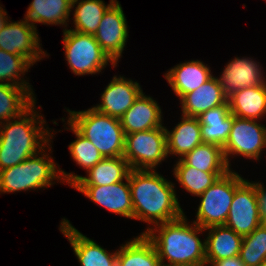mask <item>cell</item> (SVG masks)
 <instances>
[{
    "label": "cell",
    "instance_id": "obj_32",
    "mask_svg": "<svg viewBox=\"0 0 266 266\" xmlns=\"http://www.w3.org/2000/svg\"><path fill=\"white\" fill-rule=\"evenodd\" d=\"M65 129L72 131L76 139L68 145L69 153L75 163L86 170L93 168L104 157L99 150L83 135H81L68 121Z\"/></svg>",
    "mask_w": 266,
    "mask_h": 266
},
{
    "label": "cell",
    "instance_id": "obj_11",
    "mask_svg": "<svg viewBox=\"0 0 266 266\" xmlns=\"http://www.w3.org/2000/svg\"><path fill=\"white\" fill-rule=\"evenodd\" d=\"M263 223L256 187L250 180L246 179L235 190L229 215L224 225L237 234L246 236Z\"/></svg>",
    "mask_w": 266,
    "mask_h": 266
},
{
    "label": "cell",
    "instance_id": "obj_26",
    "mask_svg": "<svg viewBox=\"0 0 266 266\" xmlns=\"http://www.w3.org/2000/svg\"><path fill=\"white\" fill-rule=\"evenodd\" d=\"M117 266H162L155 247L144 234L120 245Z\"/></svg>",
    "mask_w": 266,
    "mask_h": 266
},
{
    "label": "cell",
    "instance_id": "obj_3",
    "mask_svg": "<svg viewBox=\"0 0 266 266\" xmlns=\"http://www.w3.org/2000/svg\"><path fill=\"white\" fill-rule=\"evenodd\" d=\"M37 108L35 102L21 116L0 124V170L20 164L54 139L56 131Z\"/></svg>",
    "mask_w": 266,
    "mask_h": 266
},
{
    "label": "cell",
    "instance_id": "obj_22",
    "mask_svg": "<svg viewBox=\"0 0 266 266\" xmlns=\"http://www.w3.org/2000/svg\"><path fill=\"white\" fill-rule=\"evenodd\" d=\"M203 143L215 144L223 148L228 140L234 115L229 102L209 109L198 116Z\"/></svg>",
    "mask_w": 266,
    "mask_h": 266
},
{
    "label": "cell",
    "instance_id": "obj_33",
    "mask_svg": "<svg viewBox=\"0 0 266 266\" xmlns=\"http://www.w3.org/2000/svg\"><path fill=\"white\" fill-rule=\"evenodd\" d=\"M240 258L246 266H259L266 261V224L243 236Z\"/></svg>",
    "mask_w": 266,
    "mask_h": 266
},
{
    "label": "cell",
    "instance_id": "obj_12",
    "mask_svg": "<svg viewBox=\"0 0 266 266\" xmlns=\"http://www.w3.org/2000/svg\"><path fill=\"white\" fill-rule=\"evenodd\" d=\"M127 24L123 8L116 0L104 13L94 34L100 47L116 65L122 58L129 37Z\"/></svg>",
    "mask_w": 266,
    "mask_h": 266
},
{
    "label": "cell",
    "instance_id": "obj_21",
    "mask_svg": "<svg viewBox=\"0 0 266 266\" xmlns=\"http://www.w3.org/2000/svg\"><path fill=\"white\" fill-rule=\"evenodd\" d=\"M180 119L172 130L165 127L168 157L175 156L177 160L203 143L198 117L181 114Z\"/></svg>",
    "mask_w": 266,
    "mask_h": 266
},
{
    "label": "cell",
    "instance_id": "obj_27",
    "mask_svg": "<svg viewBox=\"0 0 266 266\" xmlns=\"http://www.w3.org/2000/svg\"><path fill=\"white\" fill-rule=\"evenodd\" d=\"M116 0H109V4H105L103 0H72V24L73 29L70 30L82 34L94 35L99 27L100 21L107 9ZM76 4V5H75Z\"/></svg>",
    "mask_w": 266,
    "mask_h": 266
},
{
    "label": "cell",
    "instance_id": "obj_23",
    "mask_svg": "<svg viewBox=\"0 0 266 266\" xmlns=\"http://www.w3.org/2000/svg\"><path fill=\"white\" fill-rule=\"evenodd\" d=\"M72 8V0H32L28 5L24 18L37 29L42 25L63 26L67 29ZM68 23V24H67ZM66 27V28H65Z\"/></svg>",
    "mask_w": 266,
    "mask_h": 266
},
{
    "label": "cell",
    "instance_id": "obj_14",
    "mask_svg": "<svg viewBox=\"0 0 266 266\" xmlns=\"http://www.w3.org/2000/svg\"><path fill=\"white\" fill-rule=\"evenodd\" d=\"M143 92L136 80L114 75L101 93L100 103L92 108L102 114L120 119Z\"/></svg>",
    "mask_w": 266,
    "mask_h": 266
},
{
    "label": "cell",
    "instance_id": "obj_15",
    "mask_svg": "<svg viewBox=\"0 0 266 266\" xmlns=\"http://www.w3.org/2000/svg\"><path fill=\"white\" fill-rule=\"evenodd\" d=\"M262 65L254 58L235 57L223 68L218 78L227 98L240 89L260 86L266 82Z\"/></svg>",
    "mask_w": 266,
    "mask_h": 266
},
{
    "label": "cell",
    "instance_id": "obj_9",
    "mask_svg": "<svg viewBox=\"0 0 266 266\" xmlns=\"http://www.w3.org/2000/svg\"><path fill=\"white\" fill-rule=\"evenodd\" d=\"M259 122V123H258ZM266 149V126L260 121L234 116L228 140L223 147L225 159L231 168V158L243 156L259 161ZM263 151V152H262Z\"/></svg>",
    "mask_w": 266,
    "mask_h": 266
},
{
    "label": "cell",
    "instance_id": "obj_5",
    "mask_svg": "<svg viewBox=\"0 0 266 266\" xmlns=\"http://www.w3.org/2000/svg\"><path fill=\"white\" fill-rule=\"evenodd\" d=\"M67 121L87 138L104 158L123 156L125 133L120 119L102 114L92 107L87 110H65Z\"/></svg>",
    "mask_w": 266,
    "mask_h": 266
},
{
    "label": "cell",
    "instance_id": "obj_35",
    "mask_svg": "<svg viewBox=\"0 0 266 266\" xmlns=\"http://www.w3.org/2000/svg\"><path fill=\"white\" fill-rule=\"evenodd\" d=\"M206 266H246L239 255L214 262H206Z\"/></svg>",
    "mask_w": 266,
    "mask_h": 266
},
{
    "label": "cell",
    "instance_id": "obj_34",
    "mask_svg": "<svg viewBox=\"0 0 266 266\" xmlns=\"http://www.w3.org/2000/svg\"><path fill=\"white\" fill-rule=\"evenodd\" d=\"M255 187L256 192L258 195V205H259V211L261 214V217L264 220V223L266 224V188L264 187V183L260 181H251Z\"/></svg>",
    "mask_w": 266,
    "mask_h": 266
},
{
    "label": "cell",
    "instance_id": "obj_10",
    "mask_svg": "<svg viewBox=\"0 0 266 266\" xmlns=\"http://www.w3.org/2000/svg\"><path fill=\"white\" fill-rule=\"evenodd\" d=\"M38 30L25 18L19 21L10 19L0 31V49L14 55H22L33 65L43 58H49L43 50Z\"/></svg>",
    "mask_w": 266,
    "mask_h": 266
},
{
    "label": "cell",
    "instance_id": "obj_31",
    "mask_svg": "<svg viewBox=\"0 0 266 266\" xmlns=\"http://www.w3.org/2000/svg\"><path fill=\"white\" fill-rule=\"evenodd\" d=\"M173 174L175 180L191 195L200 196L208 187H210L218 177L225 173H207L196 168L185 165L181 160H177L173 165Z\"/></svg>",
    "mask_w": 266,
    "mask_h": 266
},
{
    "label": "cell",
    "instance_id": "obj_28",
    "mask_svg": "<svg viewBox=\"0 0 266 266\" xmlns=\"http://www.w3.org/2000/svg\"><path fill=\"white\" fill-rule=\"evenodd\" d=\"M180 160L207 173H227L233 169L225 159L223 148L215 144L202 143Z\"/></svg>",
    "mask_w": 266,
    "mask_h": 266
},
{
    "label": "cell",
    "instance_id": "obj_1",
    "mask_svg": "<svg viewBox=\"0 0 266 266\" xmlns=\"http://www.w3.org/2000/svg\"><path fill=\"white\" fill-rule=\"evenodd\" d=\"M133 204V220L147 223L144 234L160 223L176 220L185 213L176 186L156 170H134L128 174Z\"/></svg>",
    "mask_w": 266,
    "mask_h": 266
},
{
    "label": "cell",
    "instance_id": "obj_2",
    "mask_svg": "<svg viewBox=\"0 0 266 266\" xmlns=\"http://www.w3.org/2000/svg\"><path fill=\"white\" fill-rule=\"evenodd\" d=\"M203 232L204 228L193 221L190 224L184 214L151 227L144 235L155 247L162 265L206 266V242L199 238Z\"/></svg>",
    "mask_w": 266,
    "mask_h": 266
},
{
    "label": "cell",
    "instance_id": "obj_18",
    "mask_svg": "<svg viewBox=\"0 0 266 266\" xmlns=\"http://www.w3.org/2000/svg\"><path fill=\"white\" fill-rule=\"evenodd\" d=\"M162 113L158 102L142 92L120 118L122 129L126 135L162 127L164 126Z\"/></svg>",
    "mask_w": 266,
    "mask_h": 266
},
{
    "label": "cell",
    "instance_id": "obj_19",
    "mask_svg": "<svg viewBox=\"0 0 266 266\" xmlns=\"http://www.w3.org/2000/svg\"><path fill=\"white\" fill-rule=\"evenodd\" d=\"M211 67L201 60L180 62L166 71L165 80L180 100L185 94L198 89L212 76Z\"/></svg>",
    "mask_w": 266,
    "mask_h": 266
},
{
    "label": "cell",
    "instance_id": "obj_4",
    "mask_svg": "<svg viewBox=\"0 0 266 266\" xmlns=\"http://www.w3.org/2000/svg\"><path fill=\"white\" fill-rule=\"evenodd\" d=\"M52 142L53 139L20 164L0 170V194L35 191L52 187L57 182L63 183L61 168L50 155Z\"/></svg>",
    "mask_w": 266,
    "mask_h": 266
},
{
    "label": "cell",
    "instance_id": "obj_20",
    "mask_svg": "<svg viewBox=\"0 0 266 266\" xmlns=\"http://www.w3.org/2000/svg\"><path fill=\"white\" fill-rule=\"evenodd\" d=\"M182 115L198 117L205 111L228 102L220 82L212 76L198 89L185 94L180 100Z\"/></svg>",
    "mask_w": 266,
    "mask_h": 266
},
{
    "label": "cell",
    "instance_id": "obj_17",
    "mask_svg": "<svg viewBox=\"0 0 266 266\" xmlns=\"http://www.w3.org/2000/svg\"><path fill=\"white\" fill-rule=\"evenodd\" d=\"M131 168L123 156L103 158L93 168L89 169L86 176L65 172L60 169L63 183L72 185H98L106 186L124 181Z\"/></svg>",
    "mask_w": 266,
    "mask_h": 266
},
{
    "label": "cell",
    "instance_id": "obj_25",
    "mask_svg": "<svg viewBox=\"0 0 266 266\" xmlns=\"http://www.w3.org/2000/svg\"><path fill=\"white\" fill-rule=\"evenodd\" d=\"M231 113L239 118L262 120L266 117V82L238 90L228 98ZM265 116V117H264Z\"/></svg>",
    "mask_w": 266,
    "mask_h": 266
},
{
    "label": "cell",
    "instance_id": "obj_6",
    "mask_svg": "<svg viewBox=\"0 0 266 266\" xmlns=\"http://www.w3.org/2000/svg\"><path fill=\"white\" fill-rule=\"evenodd\" d=\"M241 174L230 170L208 187L200 196V202L193 220L202 228L224 225L231 207L235 190L245 181Z\"/></svg>",
    "mask_w": 266,
    "mask_h": 266
},
{
    "label": "cell",
    "instance_id": "obj_29",
    "mask_svg": "<svg viewBox=\"0 0 266 266\" xmlns=\"http://www.w3.org/2000/svg\"><path fill=\"white\" fill-rule=\"evenodd\" d=\"M36 101L25 88L0 83V124L21 116Z\"/></svg>",
    "mask_w": 266,
    "mask_h": 266
},
{
    "label": "cell",
    "instance_id": "obj_24",
    "mask_svg": "<svg viewBox=\"0 0 266 266\" xmlns=\"http://www.w3.org/2000/svg\"><path fill=\"white\" fill-rule=\"evenodd\" d=\"M206 262H214L240 255L243 236L225 225L205 228Z\"/></svg>",
    "mask_w": 266,
    "mask_h": 266
},
{
    "label": "cell",
    "instance_id": "obj_13",
    "mask_svg": "<svg viewBox=\"0 0 266 266\" xmlns=\"http://www.w3.org/2000/svg\"><path fill=\"white\" fill-rule=\"evenodd\" d=\"M71 187L110 213L133 219V204L128 177L124 181L106 186L72 185Z\"/></svg>",
    "mask_w": 266,
    "mask_h": 266
},
{
    "label": "cell",
    "instance_id": "obj_7",
    "mask_svg": "<svg viewBox=\"0 0 266 266\" xmlns=\"http://www.w3.org/2000/svg\"><path fill=\"white\" fill-rule=\"evenodd\" d=\"M62 42L67 66L76 76L102 73L109 64L113 68L117 66L100 47L94 35L65 29Z\"/></svg>",
    "mask_w": 266,
    "mask_h": 266
},
{
    "label": "cell",
    "instance_id": "obj_36",
    "mask_svg": "<svg viewBox=\"0 0 266 266\" xmlns=\"http://www.w3.org/2000/svg\"><path fill=\"white\" fill-rule=\"evenodd\" d=\"M2 7V4H0V31L4 28L5 24L10 19L8 17L7 11L4 9V7Z\"/></svg>",
    "mask_w": 266,
    "mask_h": 266
},
{
    "label": "cell",
    "instance_id": "obj_30",
    "mask_svg": "<svg viewBox=\"0 0 266 266\" xmlns=\"http://www.w3.org/2000/svg\"><path fill=\"white\" fill-rule=\"evenodd\" d=\"M31 66L33 64L22 55H14L0 49V83L23 87L36 99L28 78L24 79Z\"/></svg>",
    "mask_w": 266,
    "mask_h": 266
},
{
    "label": "cell",
    "instance_id": "obj_37",
    "mask_svg": "<svg viewBox=\"0 0 266 266\" xmlns=\"http://www.w3.org/2000/svg\"><path fill=\"white\" fill-rule=\"evenodd\" d=\"M259 266H266V261L262 262Z\"/></svg>",
    "mask_w": 266,
    "mask_h": 266
},
{
    "label": "cell",
    "instance_id": "obj_16",
    "mask_svg": "<svg viewBox=\"0 0 266 266\" xmlns=\"http://www.w3.org/2000/svg\"><path fill=\"white\" fill-rule=\"evenodd\" d=\"M61 220L59 231L68 239L80 266H117L118 249L115 252L107 251L79 232L67 218Z\"/></svg>",
    "mask_w": 266,
    "mask_h": 266
},
{
    "label": "cell",
    "instance_id": "obj_8",
    "mask_svg": "<svg viewBox=\"0 0 266 266\" xmlns=\"http://www.w3.org/2000/svg\"><path fill=\"white\" fill-rule=\"evenodd\" d=\"M123 157L134 170H157L168 158L165 126L125 135Z\"/></svg>",
    "mask_w": 266,
    "mask_h": 266
}]
</instances>
